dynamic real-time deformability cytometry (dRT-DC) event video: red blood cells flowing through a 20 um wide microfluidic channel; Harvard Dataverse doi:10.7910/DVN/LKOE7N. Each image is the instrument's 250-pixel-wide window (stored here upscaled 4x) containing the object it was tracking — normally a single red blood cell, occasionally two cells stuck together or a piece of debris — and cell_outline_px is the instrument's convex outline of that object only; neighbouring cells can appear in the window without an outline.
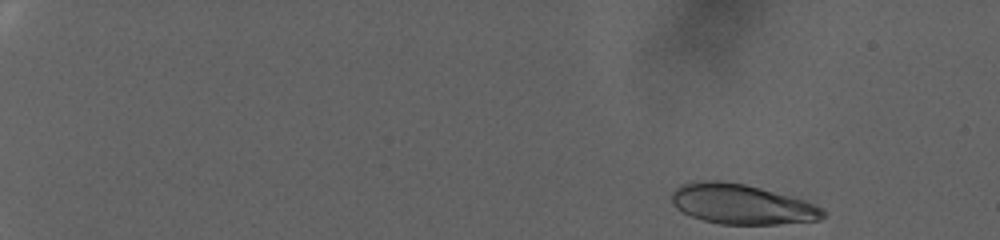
{"species": "human", "species_latin": "Homo sapiens", "temperature_condition": "warm", "stored_images_in_passage": 22, "camera_frame_rate_fps": 3000, "um_per_image_px": 0.085, "donor": {"sex": "female"}, "frame": {"image": 1, "passage_image": 2, "time_ms": 0.333, "image_size_px": [1000, 240], "cell_outline_px": [[828, 212], [820, 220], [780, 224], [720, 224], [704, 220], [680, 212], [672, 204], [672, 192], [680, 184], [692, 180], [724, 180], [744, 184], [760, 188], [804, 200], [824, 208]], "centroid_in_image_um": [63.02, 17.35], "position_along_channel_um": 22.0, "area_um2": 35.6}}